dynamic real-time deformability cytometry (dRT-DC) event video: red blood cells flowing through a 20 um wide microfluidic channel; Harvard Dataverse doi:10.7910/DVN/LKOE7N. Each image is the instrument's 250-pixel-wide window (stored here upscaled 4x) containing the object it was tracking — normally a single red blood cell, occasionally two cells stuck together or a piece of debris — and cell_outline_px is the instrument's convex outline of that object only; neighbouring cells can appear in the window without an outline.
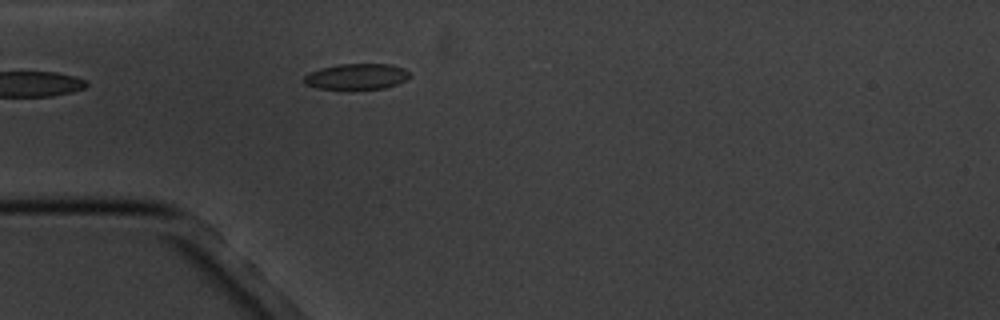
{"species": "common noctule bat (a hibernating species)", "species_latin": "Nyctalus noctula", "temperature_condition": "cold", "stored_images_in_passage": 4, "camera_frame_rate_fps": 3000, "um_per_image_px": 0.085, "animal": {"sex": "male", "body_mass_g": 20.1, "forearm_length_mm": 53.5}, "frame": {"image": 1, "passage_image": 4, "time_ms": 3.333, "image_size_px": [1000, 320], "cell_outline_px": [[408, 76], [404, 80], [396, 84], [384, 88], [348, 92], [316, 88], [304, 84], [304, 76], [308, 72], [320, 68], [336, 64], [392, 64], [404, 68], [408, 72]], "centroid_in_image_um": [30.22, 6.55], "position_along_channel_um": 54.8, "area_um2": 16.65}}